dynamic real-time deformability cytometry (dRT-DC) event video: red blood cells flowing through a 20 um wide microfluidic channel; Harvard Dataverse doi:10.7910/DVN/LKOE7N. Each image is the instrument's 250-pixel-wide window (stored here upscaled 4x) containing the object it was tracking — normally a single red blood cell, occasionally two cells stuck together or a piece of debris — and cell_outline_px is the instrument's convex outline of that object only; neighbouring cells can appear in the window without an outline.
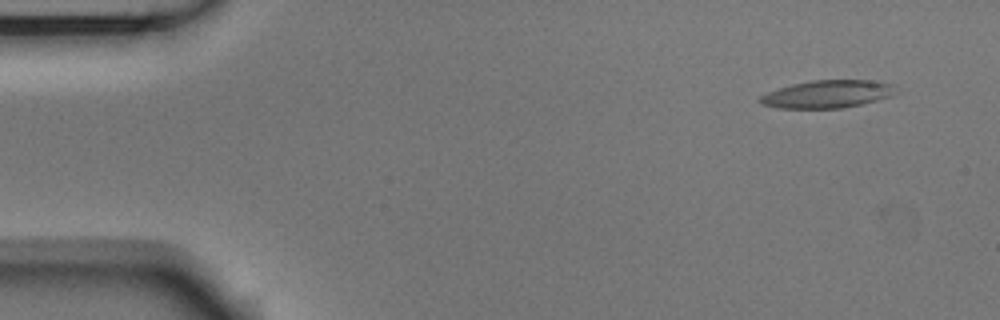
{"species": "Egyptian fruit bat (a non-hibernating species)", "species_latin": "Rousettus aegyptiacus", "temperature_condition": "room temperature", "stored_images_in_passage": 51, "camera_frame_rate_fps": 3000, "um_per_image_px": 0.085, "animal": {"sex": "male"}, "frame": {"image": 1, "passage_image": 1, "time_ms": 0.0, "image_size_px": [1000, 320], "cell_outline_px": [[892, 96], [844, 108], [780, 108], [764, 104], [756, 100], [760, 96], [768, 92], [792, 84], [812, 80], [872, 80], [892, 84]], "centroid_in_image_um": [70.29, 8.0], "position_along_channel_um": 14.7, "area_um2": 21.56}}
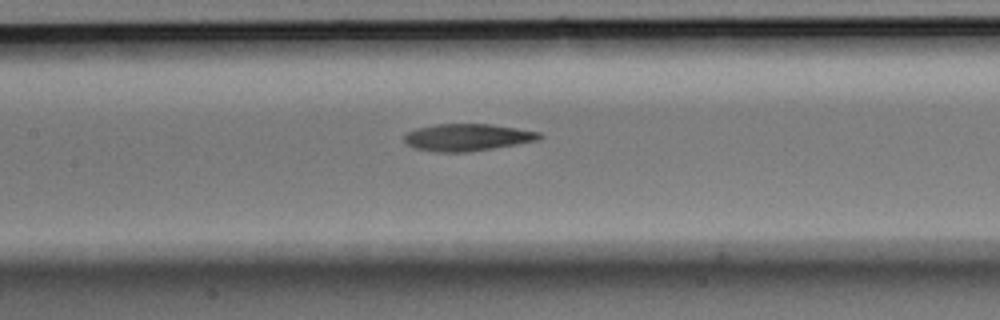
{"frame": {"image": 2, "passage_image": 22, "time_ms": 7.0, "image_size_px": [1000, 320], "cell_outline_px": [[544, 136], [540, 140], [468, 152], [436, 152], [412, 148], [404, 140], [404, 136], [408, 132], [416, 128], [436, 124], [488, 124], [516, 128], [540, 132]], "centroid_in_image_um": [39.72, 11.67], "position_along_channel_um": 167.7, "area_um2": 21.33}}
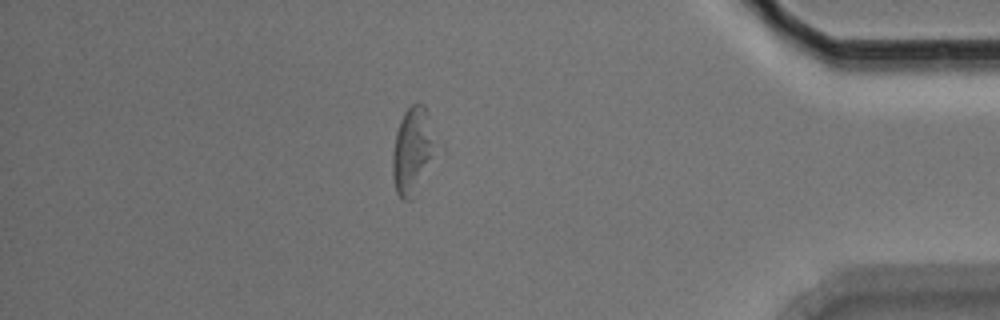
{"frame": {"image": 3, "passage_image": 44, "time_ms": 14.333, "image_size_px": [1000, 320], "cell_outline_px": [[444, 148], [412, 200], [404, 200], [396, 192], [392, 176], [392, 152], [396, 132], [400, 120], [404, 112], [416, 100], [424, 104], [428, 112]], "centroid_in_image_um": [35.21, 12.79], "position_along_channel_um": 400.0, "area_um2": 24.1}, "authors_computed_cell_mechanics": {"area_um2": 21.964, "velocity_mm_per_s": 3.6763, "shape_relaxation_time_tau1_ms": null, "shape_relaxation_time_tau2_ms": 5.9302, "deformation_change_tau1": null, "deformation_change_tau2": 0.1415}}